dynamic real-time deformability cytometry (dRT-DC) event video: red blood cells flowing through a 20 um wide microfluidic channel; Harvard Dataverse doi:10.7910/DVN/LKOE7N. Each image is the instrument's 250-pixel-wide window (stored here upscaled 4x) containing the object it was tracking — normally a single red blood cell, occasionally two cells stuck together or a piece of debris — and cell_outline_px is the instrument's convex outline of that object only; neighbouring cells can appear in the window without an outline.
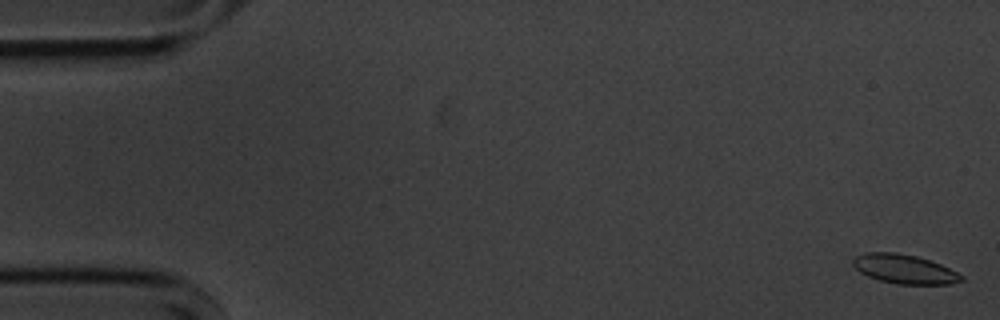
{"species": "common noctule bat (a hibernating species)", "species_latin": "Nyctalus noctula", "temperature_condition": "cold", "stored_images_in_passage": 15, "camera_frame_rate_fps": 3000, "um_per_image_px": 0.085, "animal": {"sex": "male", "body_mass_g": 20.1, "forearm_length_mm": 53.5}, "frame": {"image": 1, "passage_image": 1, "time_ms": 0.0, "image_size_px": [1000, 320], "cell_outline_px": [[964, 280], [948, 284], [896, 284], [880, 280], [868, 276], [860, 272], [852, 264], [852, 260], [856, 256], [864, 252], [896, 252], [916, 256], [940, 264], [964, 276]], "centroid_in_image_um": [76.85, 22.86], "position_along_channel_um": 8.2, "area_um2": 18.32}}